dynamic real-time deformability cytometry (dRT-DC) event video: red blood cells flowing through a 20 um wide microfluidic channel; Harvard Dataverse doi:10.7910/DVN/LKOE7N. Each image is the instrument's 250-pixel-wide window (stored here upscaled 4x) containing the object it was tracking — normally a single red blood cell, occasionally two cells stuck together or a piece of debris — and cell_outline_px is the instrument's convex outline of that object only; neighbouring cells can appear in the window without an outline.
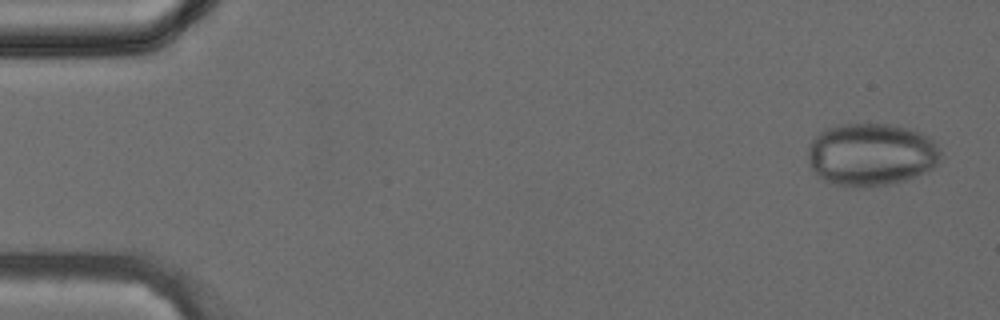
{"species": "common noctule bat (a hibernating species)", "species_latin": "Nyctalus noctula", "temperature_condition": "cold", "stored_images_in_passage": 39, "camera_frame_rate_fps": 3000, "um_per_image_px": 0.085, "animal": {"sex": "female", "body_mass_g": 24.6, "forearm_length_mm": 56.2}, "frame": {"image": 1, "passage_image": 1, "time_ms": 0.0, "image_size_px": [1000, 320], "cell_outline_px": [[940, 160], [932, 168], [904, 180], [864, 188], [844, 188], [832, 184], [824, 180], [812, 168], [808, 156], [808, 144], [824, 128], [836, 124], [888, 124], [912, 128], [928, 136], [936, 144], [940, 152]], "centroid_in_image_um": [74.01, 13.12], "position_along_channel_um": 11.0, "area_um2": 48.73}}
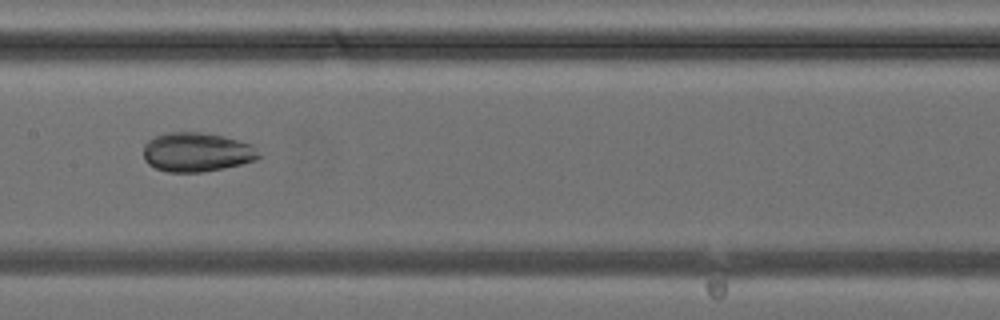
{"frame": {"image": 2, "passage_image": 19, "time_ms": 6.0, "image_size_px": [1000, 320], "cell_outline_px": [[260, 156], [256, 160], [224, 168], [204, 172], [168, 172], [156, 168], [148, 164], [144, 160], [144, 144], [148, 140], [156, 136], [168, 132], [200, 132], [224, 136], [252, 144]], "centroid_in_image_um": [16.71, 12.93], "position_along_channel_um": 190.7, "area_um2": 26.36}}
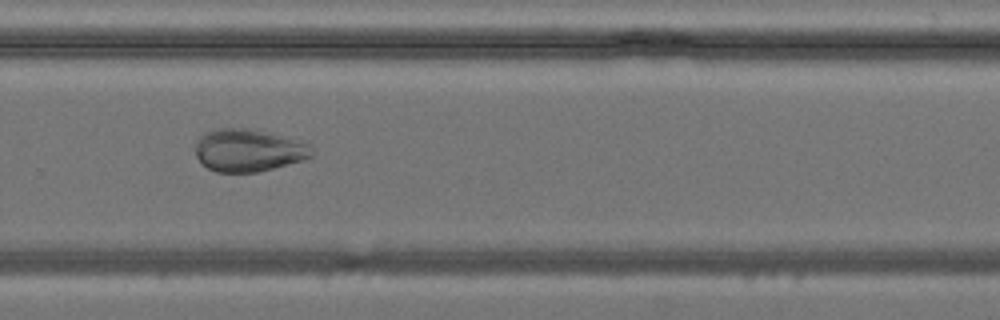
{"frame": {"image": 3, "passage_image": 26, "time_ms": 8.333, "image_size_px": [1000, 320], "cell_outline_px": [[312, 156], [304, 160], [256, 172], [216, 172], [208, 168], [196, 156], [196, 140], [204, 132], [212, 128], [248, 128], [304, 140], [312, 144]], "centroid_in_image_um": [21.15, 12.75], "position_along_channel_um": 308.7, "area_um2": 29.19}}